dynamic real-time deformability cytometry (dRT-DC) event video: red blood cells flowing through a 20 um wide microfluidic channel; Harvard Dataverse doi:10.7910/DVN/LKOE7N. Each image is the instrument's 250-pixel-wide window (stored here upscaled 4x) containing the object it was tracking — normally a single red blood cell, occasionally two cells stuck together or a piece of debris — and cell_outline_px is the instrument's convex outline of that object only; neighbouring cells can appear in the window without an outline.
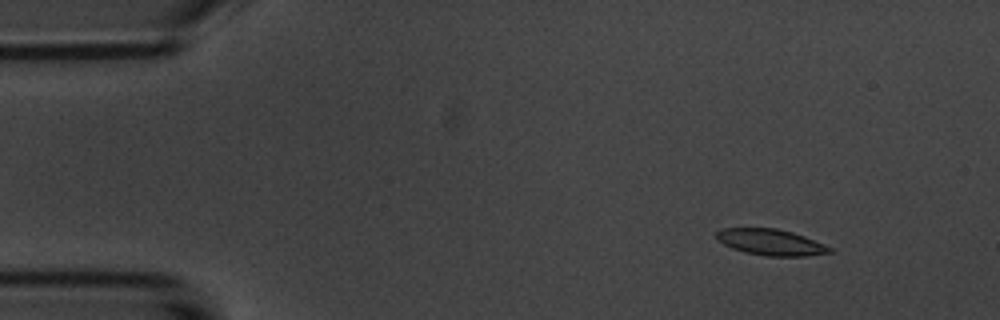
{"species": "common noctule bat (a hibernating species)", "species_latin": "Nyctalus noctula", "temperature_condition": "room temperature", "stored_images_in_passage": 10, "camera_frame_rate_fps": 3000, "um_per_image_px": 0.085, "animal": {"sex": "male", "body_mass_g": 20.1, "forearm_length_mm": 53.5}, "frame": {"image": 1, "passage_image": 1, "time_ms": 0.0, "image_size_px": [1000, 320], "cell_outline_px": [[836, 252], [808, 256], [764, 256], [744, 252], [732, 248], [716, 240], [716, 232], [724, 228], [776, 228], [792, 232], [804, 236], [824, 244], [832, 248]], "centroid_in_image_um": [65.54, 20.6], "position_along_channel_um": 19.5, "area_um2": 17.4}}
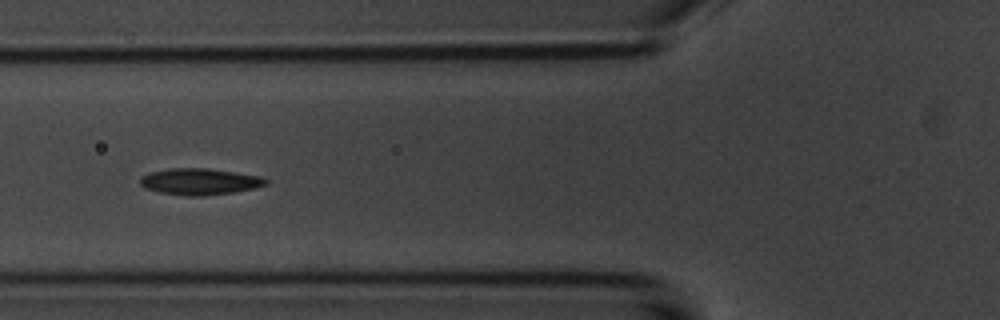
{"frame": {"image": 2, "passage_image": 5, "time_ms": 4.667, "image_size_px": [1000, 320], "cell_outline_px": [[268, 184], [252, 188], [232, 192], [204, 196], [184, 196], [160, 192], [144, 188], [140, 184], [140, 176], [152, 172], [168, 168], [208, 168], [260, 176], [268, 180]], "centroid_in_image_um": [16.94, 15.43], "position_along_channel_um": 108.9, "area_um2": 19.31}}
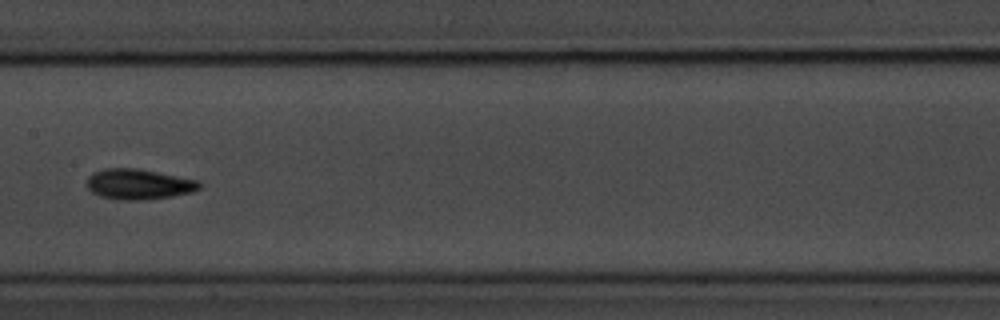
{"frame": {"image": 3, "passage_image": 7, "time_ms": 7.0, "image_size_px": [1000, 320], "cell_outline_px": [[200, 188], [192, 192], [172, 196], [148, 200], [116, 200], [100, 196], [92, 192], [88, 188], [88, 176], [92, 172], [104, 168], [136, 168], [200, 180]], "centroid_in_image_um": [11.78, 15.66], "position_along_channel_um": 195.6, "area_um2": 20.11}}